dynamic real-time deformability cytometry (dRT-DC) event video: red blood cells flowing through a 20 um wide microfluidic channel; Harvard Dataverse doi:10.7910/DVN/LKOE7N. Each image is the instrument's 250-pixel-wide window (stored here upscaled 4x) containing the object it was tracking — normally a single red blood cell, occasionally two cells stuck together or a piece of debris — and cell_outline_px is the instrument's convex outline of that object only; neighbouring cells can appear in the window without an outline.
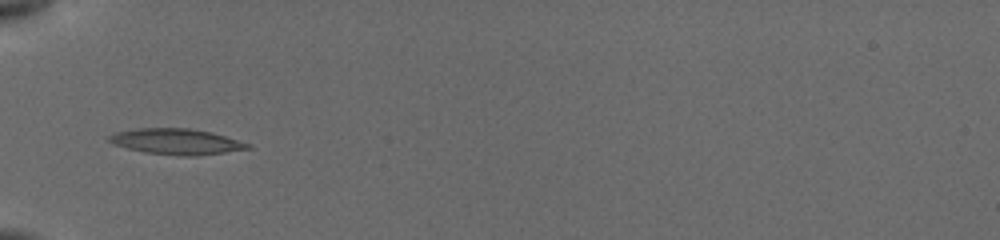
{"species": "common noctule bat (a hibernating species)", "species_latin": "Nyctalus noctula", "temperature_condition": "cold", "stored_images_in_passage": 10, "camera_frame_rate_fps": 3000, "um_per_image_px": 0.085, "animal": {"sex": "female", "body_mass_g": 19.5, "forearm_length_mm": 54.1}, "frame": {"image": 1, "passage_image": 7, "time_ms": 5.667, "image_size_px": [1000, 240], "cell_outline_px": [[252, 148], [196, 156], [180, 156], [144, 152], [112, 144], [108, 140], [108, 136], [116, 132], [136, 128], [188, 128], [212, 132], [252, 144]], "centroid_in_image_um": [15.0, 12.03], "position_along_channel_um": 70.0, "area_um2": 20.87}}
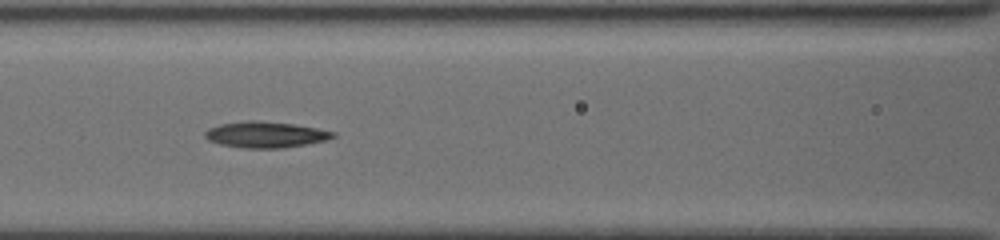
{"frame": {"image": 2, "passage_image": 9, "time_ms": 7.667, "image_size_px": [1000, 240], "cell_outline_px": [[336, 136], [328, 140], [308, 144], [284, 148], [240, 148], [220, 144], [208, 140], [204, 136], [204, 132], [208, 128], [220, 124], [248, 120], [256, 120], [292, 124], [316, 128], [336, 132]], "centroid_in_image_um": [22.57, 11.45], "position_along_channel_um": 144.0, "area_um2": 19.59}}